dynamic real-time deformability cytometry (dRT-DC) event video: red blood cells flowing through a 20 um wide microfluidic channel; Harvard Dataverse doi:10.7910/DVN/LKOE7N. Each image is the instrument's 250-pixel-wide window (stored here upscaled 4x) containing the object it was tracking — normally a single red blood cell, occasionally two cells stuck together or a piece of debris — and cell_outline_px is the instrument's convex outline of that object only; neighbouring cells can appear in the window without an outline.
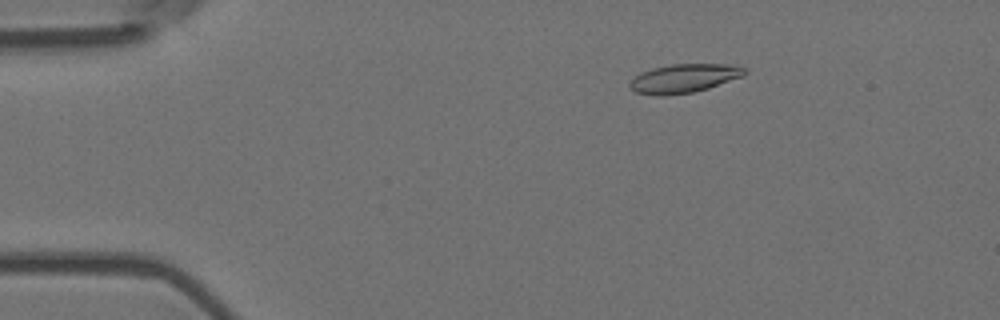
{"species": "Egyptian fruit bat (a non-hibernating species)", "species_latin": "Rousettus aegyptiacus", "temperature_condition": "room temperature", "stored_images_in_passage": 57, "camera_frame_rate_fps": 3000, "um_per_image_px": 0.085, "animal": {"sex": "female"}, "frame": {"image": 1, "passage_image": 10, "time_ms": 3.0, "image_size_px": [1000, 320], "cell_outline_px": [[748, 72], [744, 76], [708, 88], [692, 92], [660, 96], [636, 92], [628, 84], [640, 72], [652, 68], [672, 64], [732, 64], [748, 68]], "centroid_in_image_um": [58.2, 6.64], "position_along_channel_um": 26.8, "area_um2": 19.25}}
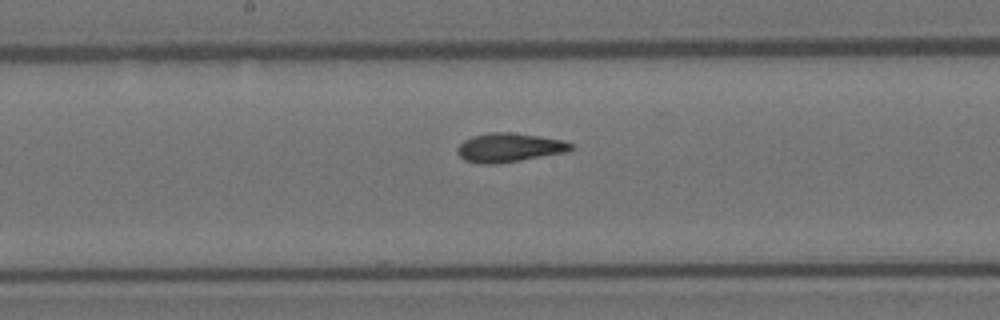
{"frame": {"image": 2, "passage_image": 30, "time_ms": 9.667, "image_size_px": [1000, 320], "cell_outline_px": [[572, 148], [564, 152], [520, 160], [496, 164], [480, 164], [464, 160], [456, 152], [456, 148], [464, 140], [472, 136], [488, 132], [508, 132], [564, 140], [572, 144]], "centroid_in_image_um": [43.21, 12.54], "position_along_channel_um": 205.0, "area_um2": 18.96}}
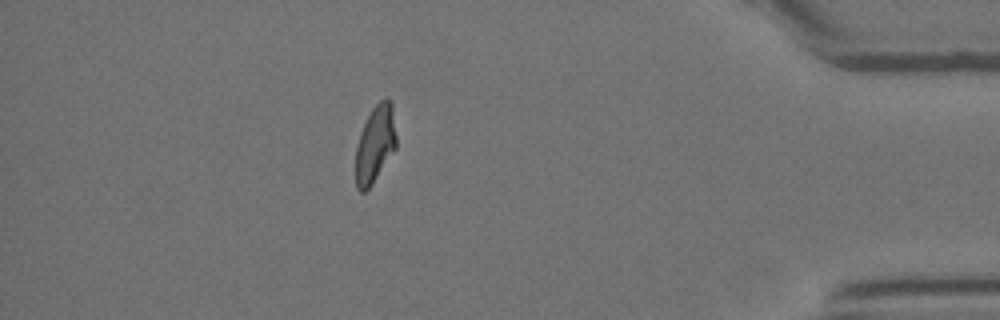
{"frame": {"image": 3, "passage_image": 50, "time_ms": 16.333, "image_size_px": [1000, 320], "cell_outline_px": [[396, 148], [372, 184], [364, 192], [360, 192], [356, 188], [356, 148], [360, 132], [372, 108], [380, 100], [388, 100], [392, 104], [396, 136]], "centroid_in_image_um": [31.88, 12.27], "position_along_channel_um": 403.3, "area_um2": 18.03}, "authors_computed_cell_mechanics": {"area_um2": 18.9584, "velocity_mm_per_s": 3.6428, "shape_relaxation_time_tau1_ms": null, "shape_relaxation_time_tau2_ms": 1.9372, "deformation_change_tau1": null, "deformation_change_tau2": 0.0873}}